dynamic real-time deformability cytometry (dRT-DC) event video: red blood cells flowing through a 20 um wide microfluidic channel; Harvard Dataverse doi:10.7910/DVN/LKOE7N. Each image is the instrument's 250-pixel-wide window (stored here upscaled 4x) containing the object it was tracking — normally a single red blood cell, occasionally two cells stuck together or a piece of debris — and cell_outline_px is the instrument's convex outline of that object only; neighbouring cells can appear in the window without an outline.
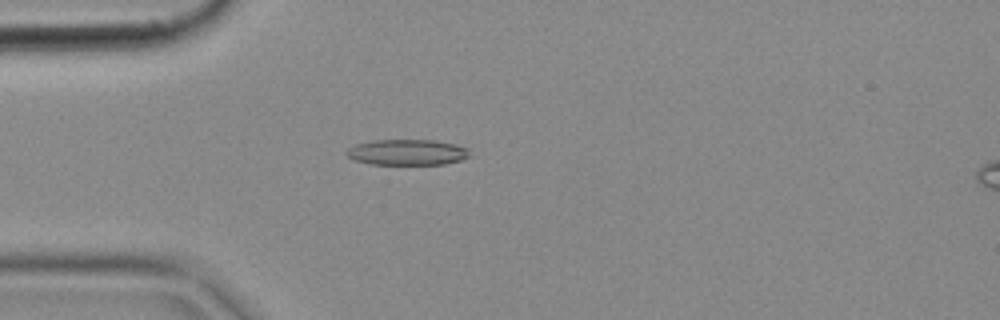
{"species": "common noctule bat (a hibernating species)", "species_latin": "Nyctalus noctula", "temperature_condition": "cold", "stored_images_in_passage": 3, "camera_frame_rate_fps": 3000, "um_per_image_px": 0.085, "animal": {"sex": "female", "body_mass_g": 18.4}, "frame": {"image": 1, "passage_image": 3, "time_ms": 0.667, "image_size_px": [1000, 320], "cell_outline_px": [[472, 156], [460, 160], [444, 164], [368, 164], [356, 160], [348, 156], [344, 152], [348, 148], [356, 144], [372, 140], [436, 140], [456, 144], [468, 148]], "centroid_in_image_um": [34.64, 12.93], "position_along_channel_um": 50.4, "area_um2": 18.61}}